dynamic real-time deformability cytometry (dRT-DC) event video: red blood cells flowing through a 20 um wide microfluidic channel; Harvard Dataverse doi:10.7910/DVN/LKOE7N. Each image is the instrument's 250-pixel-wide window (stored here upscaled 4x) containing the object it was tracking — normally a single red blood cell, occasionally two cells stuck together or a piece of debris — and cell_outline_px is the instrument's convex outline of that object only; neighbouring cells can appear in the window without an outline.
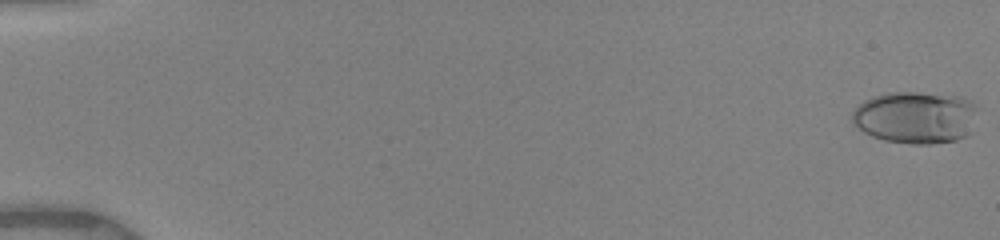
{"species": "human", "species_latin": "Homo sapiens", "temperature_condition": "warm", "stored_images_in_passage": 60, "camera_frame_rate_fps": 3000, "um_per_image_px": 0.085, "donor": {"sex": "female"}, "frame": {"image": 1, "passage_image": 1, "time_ms": 0.0, "image_size_px": [1000, 240], "cell_outline_px": [[980, 108], [972, 132], [968, 136], [956, 140], [928, 144], [912, 144], [884, 140], [872, 136], [864, 132], [852, 124], [852, 112], [864, 100], [872, 96], [888, 92], [920, 92], [964, 96], [972, 100]], "centroid_in_image_um": [77.9, 9.96], "position_along_channel_um": 7.1, "area_um2": 39.13}}
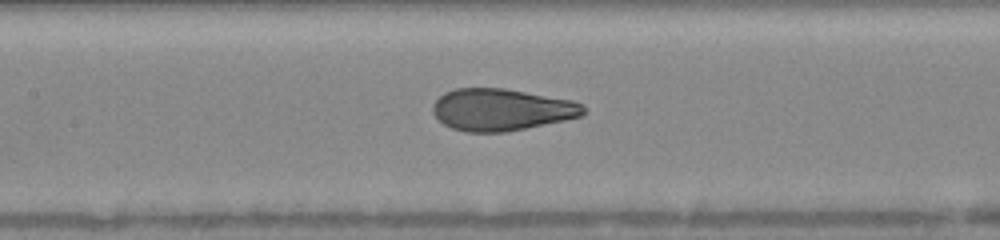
{"frame": {"image": 2, "passage_image": 29, "time_ms": 8.333, "image_size_px": [1000, 240], "cell_outline_px": [[584, 112], [580, 116], [564, 120], [504, 132], [468, 132], [452, 128], [444, 124], [432, 112], [432, 104], [444, 92], [456, 88], [504, 88], [572, 100], [584, 104]], "centroid_in_image_um": [42.59, 9.31], "position_along_channel_um": 164.8, "area_um2": 36.59}}
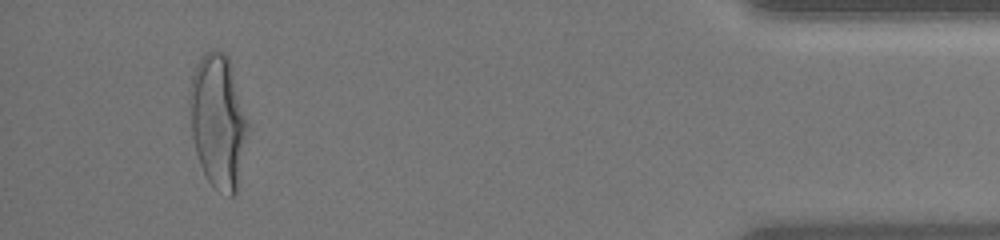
{"frame": {"image": 3, "passage_image": 56, "time_ms": 16.0, "image_size_px": [1000, 240], "cell_outline_px": [[248, 128], [236, 192], [232, 196], [228, 196], [216, 188], [208, 180], [200, 164], [196, 152], [192, 132], [188, 96], [188, 88], [196, 64], [204, 52], [220, 52], [228, 56], [248, 124]], "centroid_in_image_um": [18.5, 10.29], "position_along_channel_um": 416.7, "area_um2": 44.45}, "authors_computed_cell_mechanics": {"area_um2": 37.1365, "velocity_mm_per_s": 4.0071, "shape_relaxation_time_tau1_ms": 4.2596, "shape_relaxation_time_tau2_ms": null, "deformation_change_tau1": 0.2138, "deformation_change_tau2": null}}